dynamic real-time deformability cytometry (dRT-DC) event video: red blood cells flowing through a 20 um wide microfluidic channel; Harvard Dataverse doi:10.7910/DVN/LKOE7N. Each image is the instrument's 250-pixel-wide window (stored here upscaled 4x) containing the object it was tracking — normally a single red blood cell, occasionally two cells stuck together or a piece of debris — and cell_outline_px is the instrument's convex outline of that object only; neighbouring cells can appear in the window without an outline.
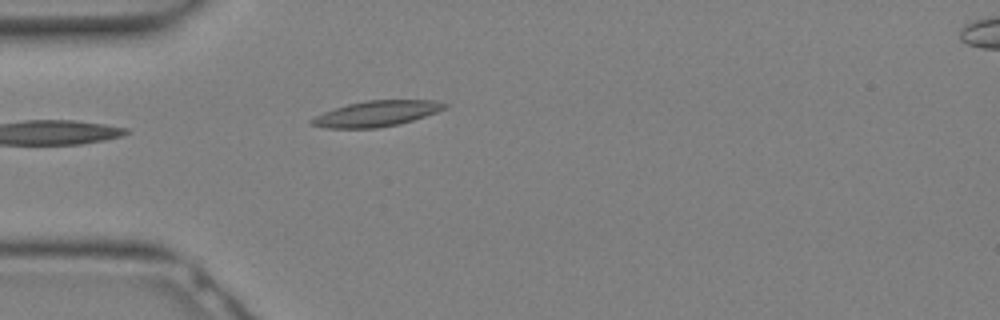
{"species": "Egyptian fruit bat (a non-hibernating species)", "species_latin": "Rousettus aegyptiacus", "temperature_condition": "warm", "stored_images_in_passage": 8, "camera_frame_rate_fps": 3000, "um_per_image_px": 0.085, "animal": {"sex": "female"}, "frame": {"image": 1, "passage_image": 1, "time_ms": 0.0, "image_size_px": [1000, 320], "cell_outline_px": [[448, 104], [444, 108], [436, 112], [400, 124], [376, 128], [324, 128], [308, 124], [308, 120], [324, 112], [348, 104], [368, 100], [436, 100]], "centroid_in_image_um": [31.96, 9.66], "position_along_channel_um": 53.0, "area_um2": 19.77}}
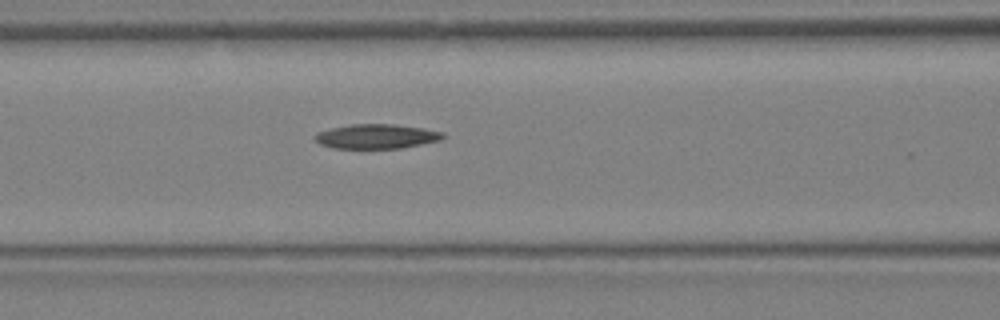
{"frame": {"image": 2, "passage_image": 5, "time_ms": 1.333, "image_size_px": [1000, 320], "cell_outline_px": [[444, 136], [440, 140], [400, 148], [332, 148], [320, 144], [312, 136], [316, 132], [332, 128], [352, 124], [392, 124], [424, 128], [444, 132]], "centroid_in_image_um": [31.97, 11.59], "position_along_channel_um": 134.6, "area_um2": 18.21}}
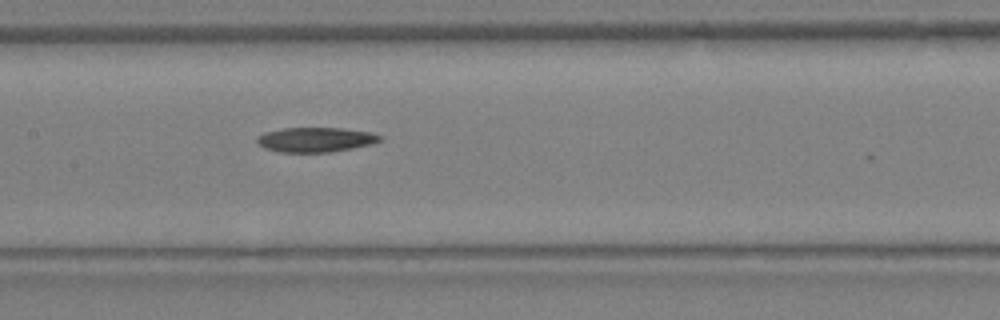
{"frame": {"image": 3, "passage_image": 7, "time_ms": 2.0, "image_size_px": [1000, 320], "cell_outline_px": [[380, 140], [368, 144], [352, 148], [332, 152], [280, 152], [264, 148], [256, 140], [256, 136], [264, 132], [284, 128], [340, 128], [368, 132], [380, 136]], "centroid_in_image_um": [26.74, 11.87], "position_along_channel_um": 180.7, "area_um2": 17.4}}